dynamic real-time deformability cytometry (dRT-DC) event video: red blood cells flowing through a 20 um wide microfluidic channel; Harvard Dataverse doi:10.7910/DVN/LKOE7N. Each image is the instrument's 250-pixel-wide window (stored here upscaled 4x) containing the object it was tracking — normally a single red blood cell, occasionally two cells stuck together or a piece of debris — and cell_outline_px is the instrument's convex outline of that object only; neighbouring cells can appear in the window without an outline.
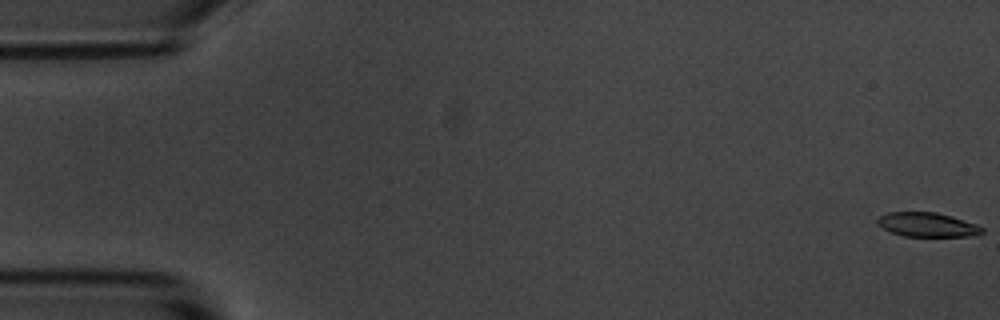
{"species": "common noctule bat (a hibernating species)", "species_latin": "Nyctalus noctula", "temperature_condition": "room temperature", "stored_images_in_passage": 56, "camera_frame_rate_fps": 3000, "um_per_image_px": 0.085, "animal": {"sex": "male", "body_mass_g": 20.1, "forearm_length_mm": 53.5}, "frame": {"image": 1, "passage_image": 1, "time_ms": 0.0, "image_size_px": [1000, 320], "cell_outline_px": [[984, 232], [980, 236], [904, 236], [892, 232], [876, 224], [876, 220], [880, 216], [888, 212], [936, 212], [952, 216], [976, 224], [984, 228]], "centroid_in_image_um": [78.86, 19.1], "position_along_channel_um": 6.1, "area_um2": 14.85}}
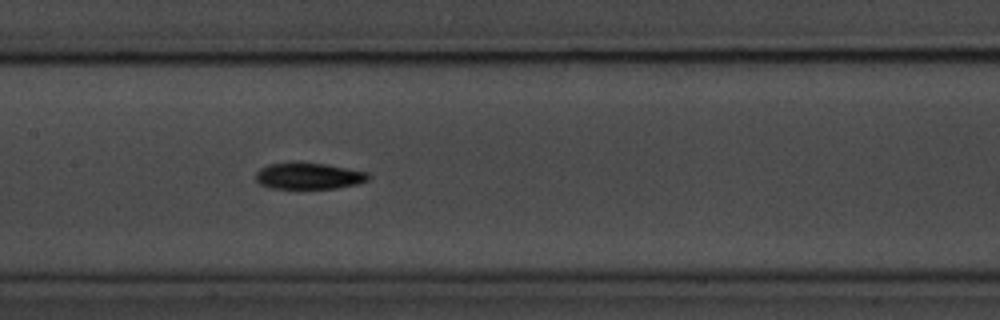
{"frame": {"image": 2, "passage_image": 27, "time_ms": 8.667, "image_size_px": [1000, 320], "cell_outline_px": [[372, 176], [368, 180], [360, 184], [336, 188], [272, 188], [260, 184], [256, 180], [256, 172], [260, 168], [268, 164], [292, 160], [300, 160], [328, 164], [368, 172]], "centroid_in_image_um": [26.25, 14.91], "position_along_channel_um": 181.1, "area_um2": 18.03}}
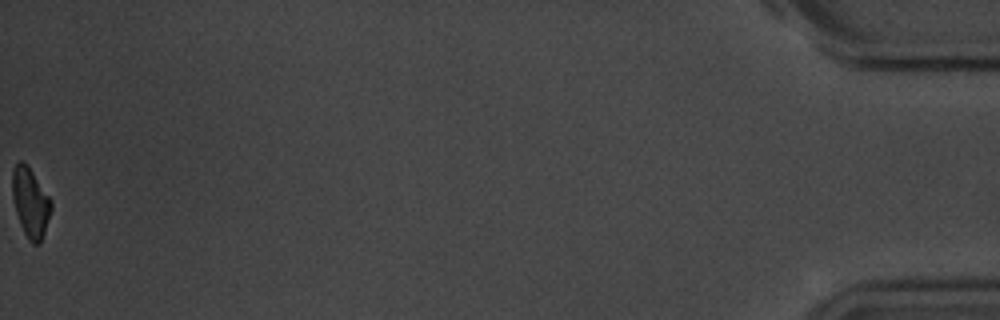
{"frame": {"image": 3, "passage_image": 56, "time_ms": 18.333, "image_size_px": [1000, 320], "cell_outline_px": [[52, 208], [40, 244], [32, 244], [28, 240], [20, 224], [16, 212], [12, 196], [12, 172], [16, 164], [20, 160], [24, 160], [28, 164], [52, 200]], "centroid_in_image_um": [2.59, 17.18], "position_along_channel_um": 432.6, "area_um2": 15.9}, "authors_computed_cell_mechanics": {"area_um2": 16.6753, "velocity_mm_per_s": 3.653, "shape_relaxation_time_tau1_ms": 2.1731, "shape_relaxation_time_tau2_ms": null, "deformation_change_tau1": 0.1067, "deformation_change_tau2": null}}